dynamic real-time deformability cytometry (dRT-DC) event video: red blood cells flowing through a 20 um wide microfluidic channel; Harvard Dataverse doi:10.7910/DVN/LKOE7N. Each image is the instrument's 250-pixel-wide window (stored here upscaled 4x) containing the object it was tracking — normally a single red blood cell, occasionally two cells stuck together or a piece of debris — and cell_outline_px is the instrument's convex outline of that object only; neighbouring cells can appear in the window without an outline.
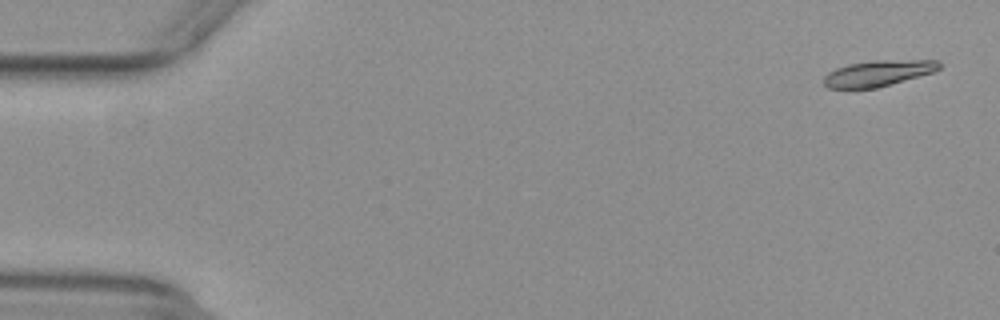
{"species": "common noctule bat (a hibernating species)", "species_latin": "Nyctalus noctula", "temperature_condition": "warm", "stored_images_in_passage": 53, "camera_frame_rate_fps": 3000, "um_per_image_px": 0.085, "animal": {"sex": "female", "body_mass_g": 29.2, "forearm_length_mm": 56.3}, "frame": {"image": 1, "passage_image": 2, "time_ms": 0.333, "image_size_px": [1000, 320], "cell_outline_px": [[940, 68], [932, 72], [876, 88], [828, 88], [824, 84], [824, 76], [828, 72], [836, 68], [848, 64], [872, 60], [936, 60], [940, 64]], "centroid_in_image_um": [74.6, 6.22], "position_along_channel_um": 10.4, "area_um2": 17.22}}
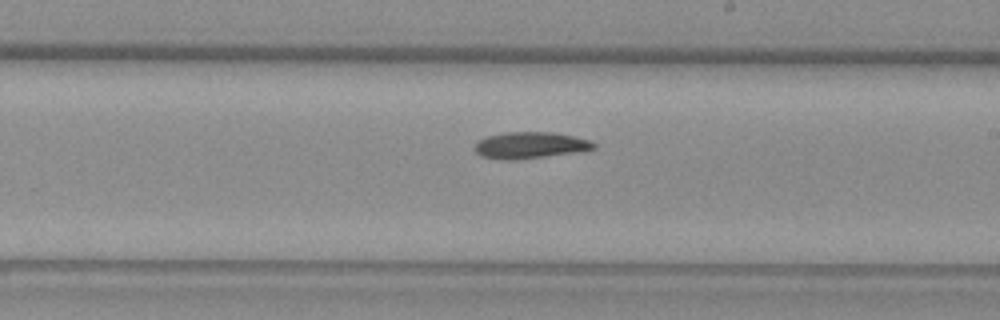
{"frame": {"image": 2, "passage_image": 31, "time_ms": 10.0, "image_size_px": [1000, 320], "cell_outline_px": [[596, 148], [584, 152], [516, 160], [504, 160], [480, 156], [476, 152], [476, 140], [488, 136], [508, 132], [552, 132], [592, 140], [596, 144]], "centroid_in_image_um": [45.12, 12.36], "position_along_channel_um": 243.9, "area_um2": 18.67}}
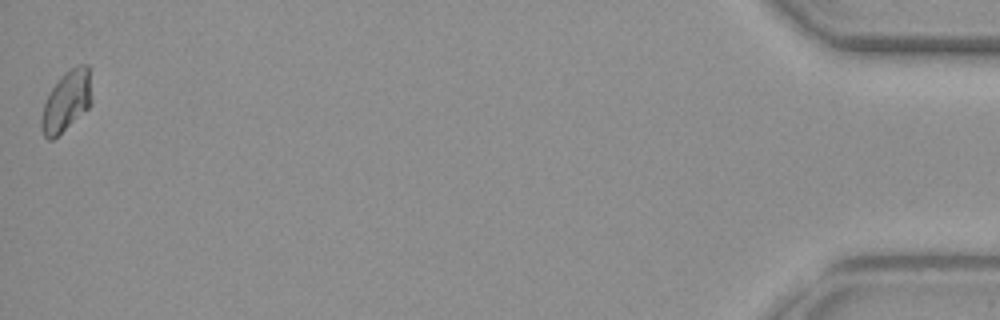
{"frame": {"image": 3, "passage_image": 53, "time_ms": 17.333, "image_size_px": [1000, 320], "cell_outline_px": [[92, 100], [88, 108], [52, 140], [48, 140], [44, 136], [40, 128], [40, 120], [44, 104], [52, 88], [64, 72], [80, 64], [88, 64]], "centroid_in_image_um": [5.64, 8.6], "position_along_channel_um": 429.6, "area_um2": 17.46}}